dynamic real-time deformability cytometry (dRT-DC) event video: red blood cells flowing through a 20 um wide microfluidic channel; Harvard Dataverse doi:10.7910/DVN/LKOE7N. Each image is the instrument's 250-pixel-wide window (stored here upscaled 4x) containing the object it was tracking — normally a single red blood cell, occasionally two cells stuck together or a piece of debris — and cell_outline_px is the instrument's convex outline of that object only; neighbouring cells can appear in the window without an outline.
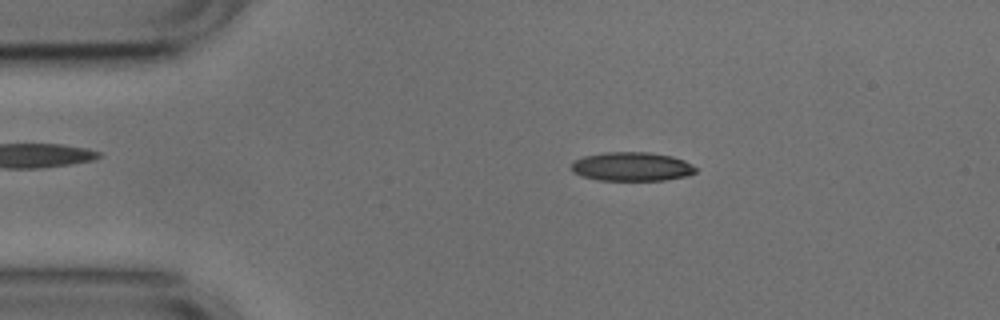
{"species": "common noctule bat (a hibernating species)", "species_latin": "Nyctalus noctula", "temperature_condition": "cold", "stored_images_in_passage": 52, "camera_frame_rate_fps": 3000, "um_per_image_px": 0.085, "animal": {"sex": "male", "body_mass_g": 17.9, "forearm_length_mm": 54.2}, "frame": {"image": 1, "passage_image": 9, "time_ms": 2.667, "image_size_px": [1000, 320], "cell_outline_px": [[696, 172], [684, 176], [664, 180], [600, 180], [584, 176], [572, 172], [572, 164], [576, 160], [584, 156], [604, 152], [648, 152], [672, 156], [684, 160], [692, 164], [696, 168]], "centroid_in_image_um": [53.71, 14.15], "position_along_channel_um": 31.3, "area_um2": 20.75}}
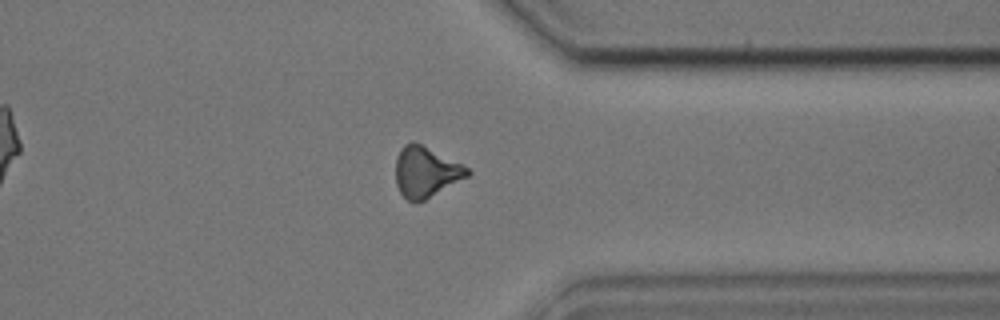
{"frame": {"image": 2, "passage_image": 40, "time_ms": 13.0, "image_size_px": [1000, 320], "cell_outline_px": [[472, 172], [468, 176], [424, 200], [416, 204], [408, 200], [400, 192], [396, 184], [396, 156], [400, 148], [404, 144], [412, 140], [468, 168]], "centroid_in_image_um": [36.15, 14.62], "position_along_channel_um": 375.3, "area_um2": 20.87}}
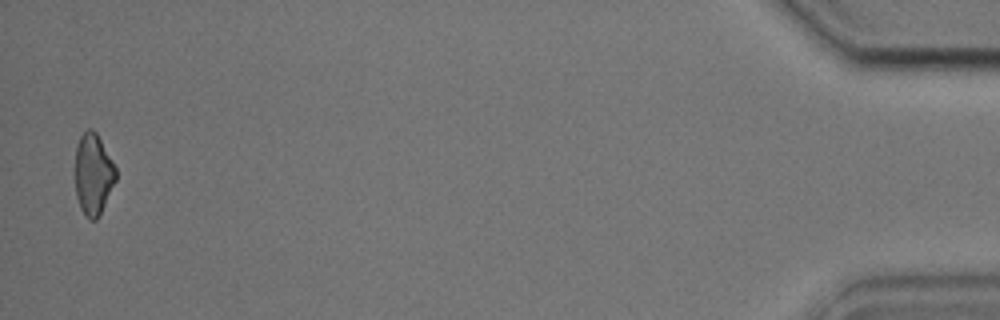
{"frame": {"image": 3, "passage_image": 51, "time_ms": 16.667, "image_size_px": [1000, 320], "cell_outline_px": [[116, 180], [100, 216], [96, 220], [88, 220], [84, 216], [80, 208], [76, 196], [76, 148], [80, 136], [88, 128], [92, 128], [96, 132], [112, 160], [116, 168]], "centroid_in_image_um": [7.93, 14.85], "position_along_channel_um": 427.3, "area_um2": 19.36}, "authors_computed_cell_mechanics": {"area_um2": 21.097, "velocity_mm_per_s": 3.7787, "shape_relaxation_time_tau1_ms": 10.0763, "shape_relaxation_time_tau2_ms": 5.559, "deformation_change_tau1": 0.2093, "deformation_change_tau2": 0.1683}}